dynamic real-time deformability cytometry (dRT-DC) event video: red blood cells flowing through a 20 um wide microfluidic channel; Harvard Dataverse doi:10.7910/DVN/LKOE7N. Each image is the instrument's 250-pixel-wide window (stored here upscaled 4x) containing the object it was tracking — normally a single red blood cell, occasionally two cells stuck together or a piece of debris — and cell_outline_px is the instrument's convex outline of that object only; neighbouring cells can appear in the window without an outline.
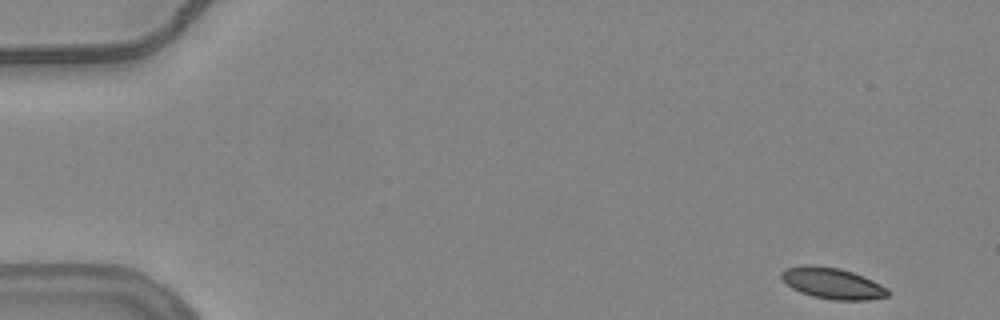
{"species": "common noctule bat (a hibernating species)", "species_latin": "Nyctalus noctula", "temperature_condition": "warm", "stored_images_in_passage": 53, "camera_frame_rate_fps": 3000, "um_per_image_px": 0.085, "animal": {"sex": "female", "body_mass_g": 24.6, "forearm_length_mm": 56.2}, "frame": {"image": 1, "passage_image": 1, "time_ms": 0.0, "image_size_px": [1000, 320], "cell_outline_px": [[888, 296], [868, 300], [832, 300], [812, 296], [800, 292], [792, 288], [780, 276], [780, 272], [784, 268], [804, 264], [812, 264], [840, 268], [864, 276], [888, 288]], "centroid_in_image_um": [70.73, 24.07], "position_along_channel_um": 14.3, "area_um2": 19.48}}
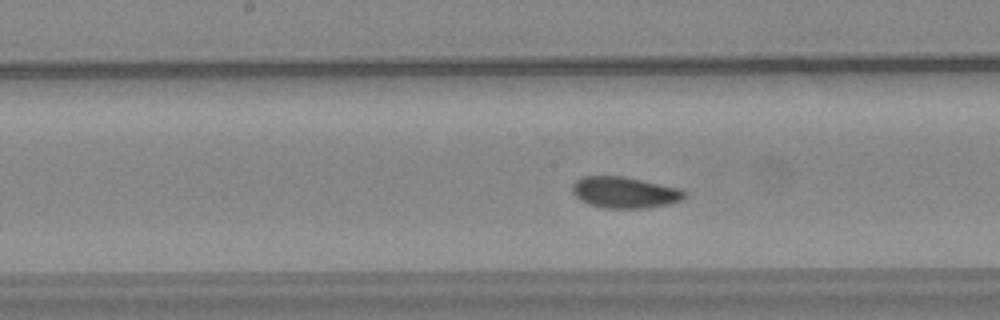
{"frame": {"image": 2, "passage_image": 26, "time_ms": 8.333, "image_size_px": [1000, 320], "cell_outline_px": [[684, 196], [680, 200], [668, 204], [644, 208], [604, 208], [588, 204], [580, 200], [572, 192], [572, 184], [576, 180], [584, 176], [624, 176], [680, 188], [684, 192]], "centroid_in_image_um": [53.05, 16.35], "position_along_channel_um": 195.1, "area_um2": 20.35}}
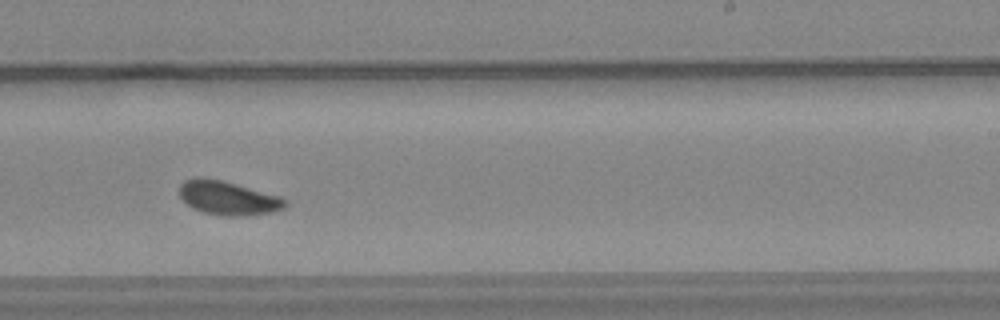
{"frame": {"image": 3, "passage_image": 32, "time_ms": 10.333, "image_size_px": [1000, 320], "cell_outline_px": [[288, 204], [284, 208], [272, 212], [240, 216], [224, 216], [204, 212], [192, 208], [180, 196], [180, 184], [184, 180], [196, 176], [200, 176], [220, 180], [236, 184], [280, 196], [288, 200]], "centroid_in_image_um": [19.39, 16.82], "position_along_channel_um": 269.6, "area_um2": 20.87}, "authors_computed_cell_mechanics": {"area_um2": 20.1144, "velocity_mm_per_s": 3.7543, "shape_relaxation_time_tau1_ms": 3.5303, "shape_relaxation_time_tau2_ms": 2.2438, "deformation_change_tau1": 0.0919, "deformation_change_tau2": 0.0619}}